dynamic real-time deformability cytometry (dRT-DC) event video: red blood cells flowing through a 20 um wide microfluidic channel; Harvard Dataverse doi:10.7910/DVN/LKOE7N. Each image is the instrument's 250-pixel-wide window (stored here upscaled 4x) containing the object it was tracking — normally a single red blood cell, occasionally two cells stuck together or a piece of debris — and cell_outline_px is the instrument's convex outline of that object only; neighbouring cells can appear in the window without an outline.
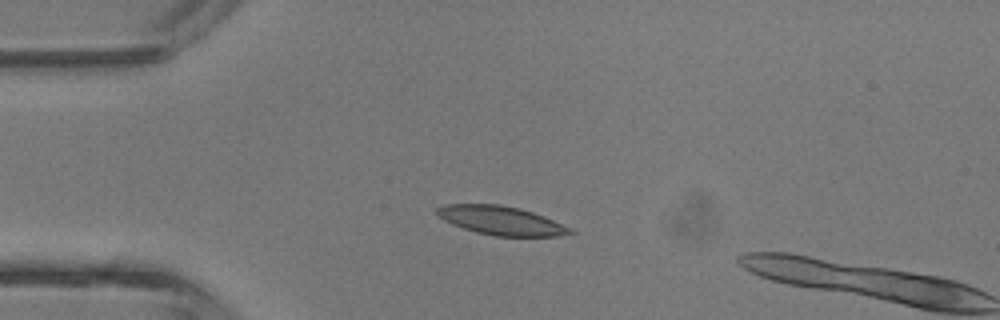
{"species": "common noctule bat (a hibernating species)", "species_latin": "Nyctalus noctula", "temperature_condition": "room temperature", "stored_images_in_passage": 3, "camera_frame_rate_fps": 3000, "um_per_image_px": 0.085, "animal": {"sex": "male", "body_mass_g": 13.3}, "frame": {"image": 1, "passage_image": 2, "time_ms": 1.0, "image_size_px": [1000, 320], "cell_outline_px": [[576, 232], [560, 236], [496, 236], [476, 232], [452, 224], [444, 220], [436, 212], [436, 208], [444, 204], [500, 204], [520, 208], [544, 216], [572, 228]], "centroid_in_image_um": [42.62, 18.74], "position_along_channel_um": 42.4, "area_um2": 22.31}}